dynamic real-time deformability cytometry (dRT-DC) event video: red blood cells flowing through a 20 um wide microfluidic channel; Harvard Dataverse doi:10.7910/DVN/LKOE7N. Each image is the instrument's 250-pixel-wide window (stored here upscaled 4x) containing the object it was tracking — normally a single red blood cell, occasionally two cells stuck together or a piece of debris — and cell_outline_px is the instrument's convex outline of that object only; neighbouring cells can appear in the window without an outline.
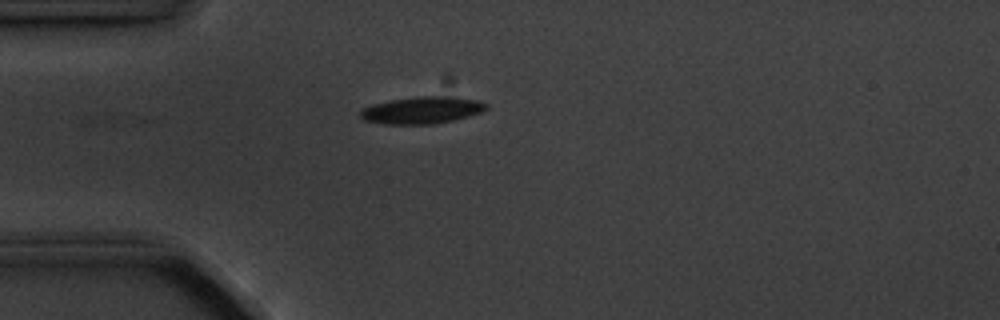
{"species": "common noctule bat (a hibernating species)", "species_latin": "Nyctalus noctula", "temperature_condition": "cold", "stored_images_in_passage": 6, "camera_frame_rate_fps": 3000, "um_per_image_px": 0.085, "animal": {"sex": "male", "body_mass_g": 20.1, "forearm_length_mm": 53.5}, "frame": {"image": 1, "passage_image": 6, "time_ms": 6.0, "image_size_px": [1000, 320], "cell_outline_px": [[488, 108], [480, 112], [468, 116], [452, 120], [432, 124], [384, 124], [364, 120], [360, 116], [360, 112], [364, 108], [372, 104], [392, 100], [416, 96], [444, 96], [480, 100], [488, 104]], "centroid_in_image_um": [35.87, 9.36], "position_along_channel_um": 49.1, "area_um2": 19.71}}